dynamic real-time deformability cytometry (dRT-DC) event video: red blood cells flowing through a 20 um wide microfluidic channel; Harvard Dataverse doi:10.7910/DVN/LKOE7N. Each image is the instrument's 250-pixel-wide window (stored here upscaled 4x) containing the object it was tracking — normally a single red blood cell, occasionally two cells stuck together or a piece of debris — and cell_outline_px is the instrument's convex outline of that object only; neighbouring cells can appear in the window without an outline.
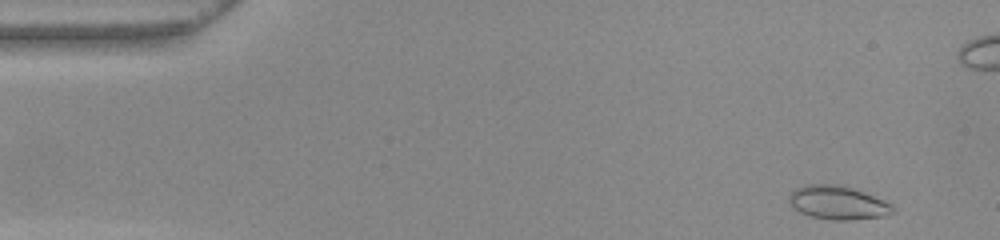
{"species": "common noctule bat (a hibernating species)", "species_latin": "Nyctalus noctula", "temperature_condition": "warm", "stored_images_in_passage": 51, "camera_frame_rate_fps": 3000, "um_per_image_px": 0.085, "animal": {"sex": "female", "body_mass_g": 22.0, "forearm_length_mm": 56.7}, "frame": {"image": 1, "passage_image": 2, "time_ms": 0.333, "image_size_px": [1000, 240], "cell_outline_px": [[896, 212], [884, 216], [848, 220], [832, 220], [808, 216], [800, 212], [788, 200], [788, 196], [796, 188], [804, 184], [840, 184], [864, 192], [884, 200], [892, 204], [896, 208]], "centroid_in_image_um": [71.24, 17.22], "position_along_channel_um": 13.8, "area_um2": 20.46}}
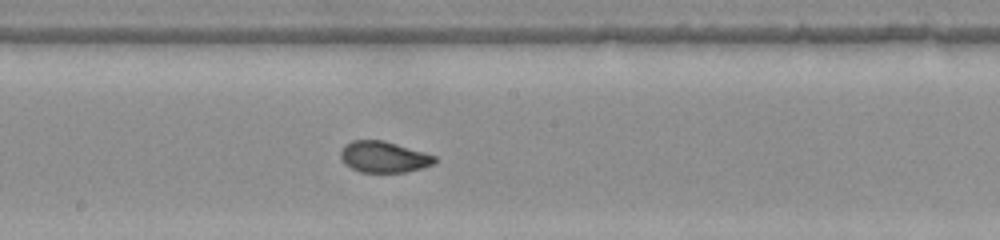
{"frame": {"image": 2, "passage_image": 26, "time_ms": 8.333, "image_size_px": [1000, 240], "cell_outline_px": [[436, 160], [432, 164], [420, 168], [404, 172], [360, 172], [344, 164], [340, 156], [340, 148], [344, 144], [352, 140], [384, 140], [424, 152], [436, 156]], "centroid_in_image_um": [32.56, 13.32], "position_along_channel_um": 215.6, "area_um2": 17.11}}
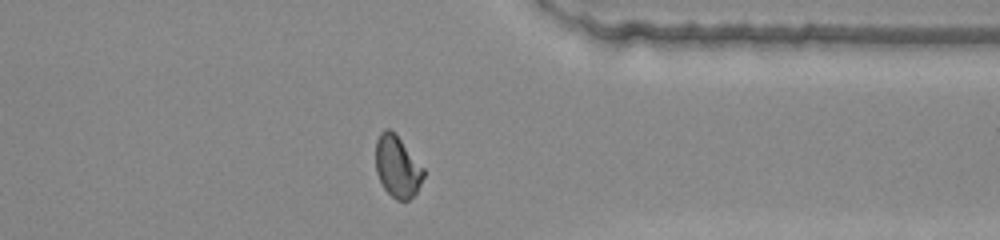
{"frame": {"image": 3, "passage_image": 39, "time_ms": 12.667, "image_size_px": [1000, 240], "cell_outline_px": [[424, 176], [416, 192], [408, 200], [396, 200], [384, 188], [376, 172], [376, 140], [380, 132], [384, 128], [388, 128], [400, 140], [424, 168]], "centroid_in_image_um": [33.76, 14.17], "position_along_channel_um": 377.6, "area_um2": 16.82}}